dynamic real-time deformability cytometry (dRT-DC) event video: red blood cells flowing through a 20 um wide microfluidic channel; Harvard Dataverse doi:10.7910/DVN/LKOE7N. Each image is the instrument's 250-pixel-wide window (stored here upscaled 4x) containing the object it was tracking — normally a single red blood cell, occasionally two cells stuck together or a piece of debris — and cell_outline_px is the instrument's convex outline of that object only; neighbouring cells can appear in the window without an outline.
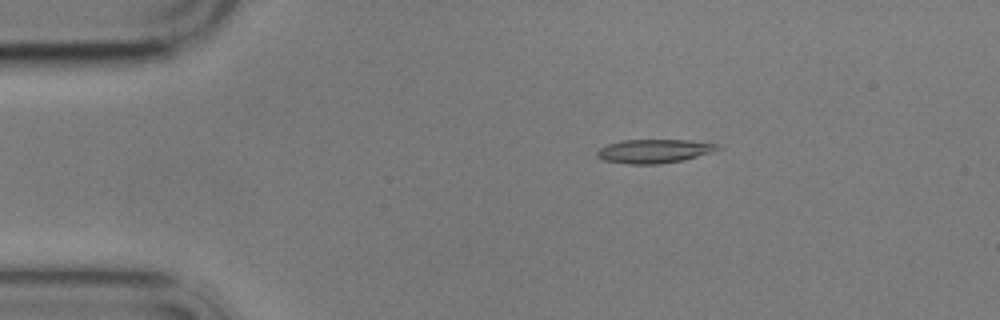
{"species": "common noctule bat (a hibernating species)", "species_latin": "Nyctalus noctula", "temperature_condition": "cold", "stored_images_in_passage": 5, "camera_frame_rate_fps": 3000, "um_per_image_px": 0.085, "animal": {"sex": "male", "body_mass_g": 17.9}, "frame": {"image": 1, "passage_image": 3, "time_ms": 2.0, "image_size_px": [1000, 320], "cell_outline_px": [[724, 148], [696, 156], [680, 160], [660, 164], [628, 164], [604, 160], [596, 156], [596, 152], [600, 148], [608, 144], [624, 140], [688, 140], [720, 144]], "centroid_in_image_um": [55.6, 12.84], "position_along_channel_um": 29.4, "area_um2": 16.59}}